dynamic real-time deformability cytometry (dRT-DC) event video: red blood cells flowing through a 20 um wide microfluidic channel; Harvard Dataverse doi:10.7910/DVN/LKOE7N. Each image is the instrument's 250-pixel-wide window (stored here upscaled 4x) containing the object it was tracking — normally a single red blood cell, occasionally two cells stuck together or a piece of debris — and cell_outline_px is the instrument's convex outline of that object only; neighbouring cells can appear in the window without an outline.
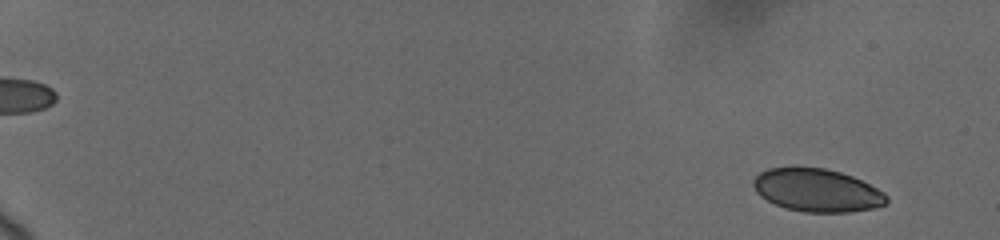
{"species": "human", "species_latin": "Homo sapiens", "temperature_condition": "cold", "stored_images_in_passage": 16, "camera_frame_rate_fps": 3000, "um_per_image_px": 0.085, "donor": {"sex": "female"}, "frame": {"image": 1, "passage_image": 2, "time_ms": 0.667, "image_size_px": [1000, 240], "cell_outline_px": [[888, 200], [884, 204], [876, 208], [848, 212], [804, 212], [784, 208], [760, 196], [756, 192], [752, 184], [752, 180], [760, 172], [768, 168], [792, 164], [824, 168], [840, 172], [852, 176], [884, 192], [888, 196]], "centroid_in_image_um": [69.39, 16.14], "position_along_channel_um": 15.6, "area_um2": 33.99}}
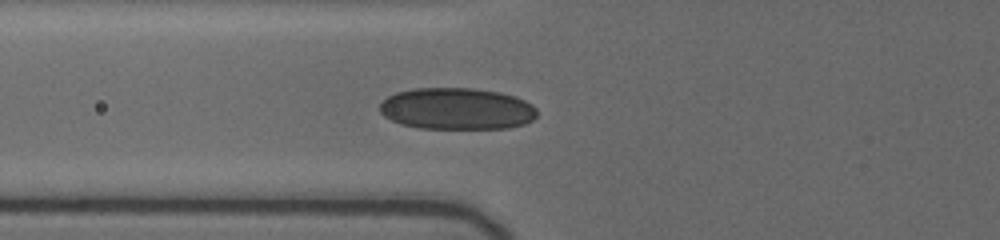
{"frame": {"image": 2, "passage_image": 14, "time_ms": 7.667, "image_size_px": [1000, 240], "cell_outline_px": [[536, 116], [532, 120], [524, 124], [508, 128], [420, 128], [400, 124], [384, 116], [380, 112], [380, 104], [388, 96], [396, 92], [412, 88], [472, 88], [500, 92], [524, 100], [532, 104], [536, 108]], "centroid_in_image_um": [38.81, 9.24], "position_along_channel_um": 87.0, "area_um2": 38.21}}
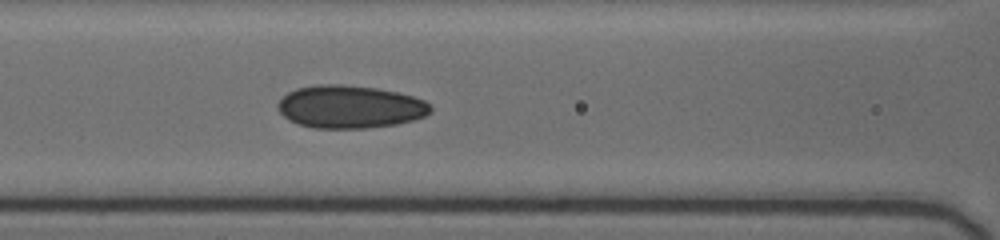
{"frame": {"image": 3, "passage_image": 16, "time_ms": 9.0, "image_size_px": [1000, 240], "cell_outline_px": [[432, 112], [424, 116], [412, 120], [396, 124], [368, 128], [312, 128], [288, 120], [276, 108], [276, 104], [288, 92], [296, 88], [320, 84], [340, 84], [376, 88], [396, 92], [412, 96], [424, 100], [432, 108]], "centroid_in_image_um": [29.72, 9.08], "position_along_channel_um": 136.9, "area_um2": 38.09}}